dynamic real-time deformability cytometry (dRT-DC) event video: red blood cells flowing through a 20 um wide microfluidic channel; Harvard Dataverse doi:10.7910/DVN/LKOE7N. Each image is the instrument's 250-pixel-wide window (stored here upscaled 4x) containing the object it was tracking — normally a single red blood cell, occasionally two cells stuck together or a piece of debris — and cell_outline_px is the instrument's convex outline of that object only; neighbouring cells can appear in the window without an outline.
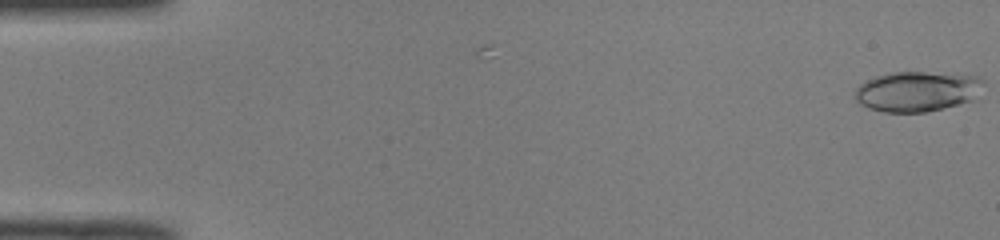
{"species": "common noctule bat (a hibernating species)", "species_latin": "Nyctalus noctula", "temperature_condition": "room temperature", "stored_images_in_passage": 3, "camera_frame_rate_fps": 3000, "um_per_image_px": 0.085, "animal": {"sex": "male", "body_mass_g": 19.0, "forearm_length_mm": 50.8}, "frame": {"image": 1, "passage_image": 3, "time_ms": 0.667, "image_size_px": [1000, 240], "cell_outline_px": [[984, 80], [976, 100], [924, 112], [884, 112], [860, 104], [856, 100], [856, 88], [860, 84], [876, 76], [896, 72], [924, 72], [980, 76]], "centroid_in_image_um": [78.0, 7.76], "position_along_channel_um": 7.0, "area_um2": 29.88}}